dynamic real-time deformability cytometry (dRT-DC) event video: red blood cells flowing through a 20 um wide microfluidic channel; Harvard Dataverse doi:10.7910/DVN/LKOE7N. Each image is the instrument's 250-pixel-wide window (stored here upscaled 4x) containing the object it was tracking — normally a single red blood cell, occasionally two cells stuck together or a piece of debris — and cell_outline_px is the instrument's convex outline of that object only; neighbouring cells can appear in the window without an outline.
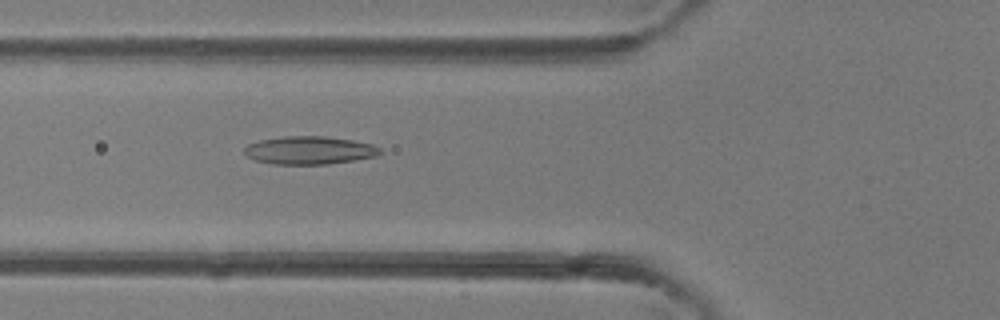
{"species": "common noctule bat (a hibernating species)", "species_latin": "Nyctalus noctula", "temperature_condition": "room temperature", "stored_images_in_passage": 5, "camera_frame_rate_fps": 3000, "um_per_image_px": 0.085, "animal": {"sex": "female"}, "frame": {"image": 1, "passage_image": 5, "time_ms": 4.667, "image_size_px": [1000, 320], "cell_outline_px": [[380, 152], [376, 156], [328, 164], [272, 164], [256, 160], [248, 156], [244, 152], [244, 148], [248, 144], [260, 140], [284, 136], [324, 136], [352, 140], [372, 144], [380, 148]], "centroid_in_image_um": [26.28, 12.77], "position_along_channel_um": 99.5, "area_um2": 21.96}}